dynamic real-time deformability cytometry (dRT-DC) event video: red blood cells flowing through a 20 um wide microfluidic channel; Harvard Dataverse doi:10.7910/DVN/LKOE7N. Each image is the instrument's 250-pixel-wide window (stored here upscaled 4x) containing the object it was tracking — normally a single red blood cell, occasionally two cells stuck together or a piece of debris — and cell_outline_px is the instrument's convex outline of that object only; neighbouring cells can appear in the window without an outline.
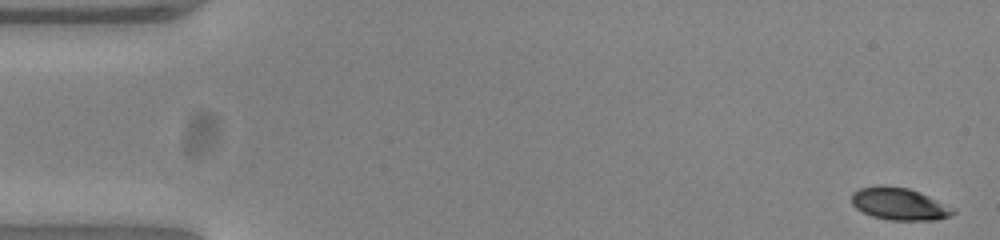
{"species": "common noctule bat (a hibernating species)", "species_latin": "Nyctalus noctula", "temperature_condition": "warm", "stored_images_in_passage": 53, "camera_frame_rate_fps": 3000, "um_per_image_px": 0.085, "animal": {"sex": "female", "body_mass_g": 23.0, "forearm_length_mm": 53.4}, "frame": {"image": 1, "passage_image": 1, "time_ms": 0.0, "image_size_px": [1000, 240], "cell_outline_px": [[956, 212], [952, 216], [936, 220], [892, 220], [872, 216], [856, 208], [852, 204], [852, 192], [860, 188], [880, 184], [908, 188], [920, 192], [956, 208]], "centroid_in_image_um": [76.48, 17.32], "position_along_channel_um": 8.5, "area_um2": 19.31}}
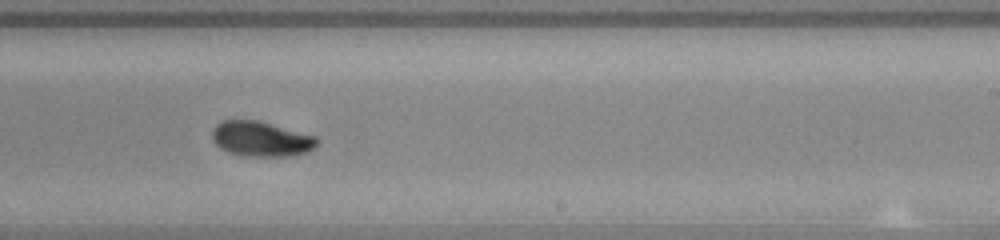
{"frame": {"image": 2, "passage_image": 32, "time_ms": 10.333, "image_size_px": [1000, 240], "cell_outline_px": [[316, 144], [308, 152], [292, 156], [248, 156], [228, 152], [220, 148], [212, 140], [212, 128], [220, 120], [256, 120], [316, 136]], "centroid_in_image_um": [22.14, 11.81], "position_along_channel_um": 266.9, "area_um2": 21.33}}
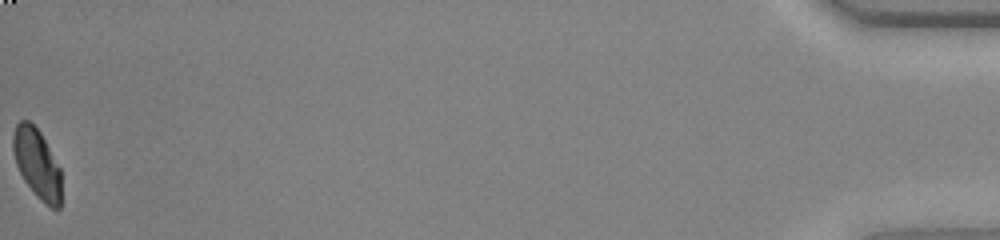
{"frame": {"image": 3, "passage_image": 53, "time_ms": 17.333, "image_size_px": [1000, 240], "cell_outline_px": [[60, 208], [52, 208], [44, 204], [36, 196], [24, 180], [16, 164], [12, 152], [12, 136], [16, 124], [20, 120], [28, 120], [40, 132], [60, 168]], "centroid_in_image_um": [3.12, 13.9], "position_along_channel_um": 432.1, "area_um2": 19.48}, "authors_computed_cell_mechanics": {"area_um2": 20.7502, "velocity_mm_per_s": 3.8625, "shape_relaxation_time_tau1_ms": 2.2509, "shape_relaxation_time_tau2_ms": 1.8988, "deformation_change_tau1": 0.1246, "deformation_change_tau2": 0.0376}}